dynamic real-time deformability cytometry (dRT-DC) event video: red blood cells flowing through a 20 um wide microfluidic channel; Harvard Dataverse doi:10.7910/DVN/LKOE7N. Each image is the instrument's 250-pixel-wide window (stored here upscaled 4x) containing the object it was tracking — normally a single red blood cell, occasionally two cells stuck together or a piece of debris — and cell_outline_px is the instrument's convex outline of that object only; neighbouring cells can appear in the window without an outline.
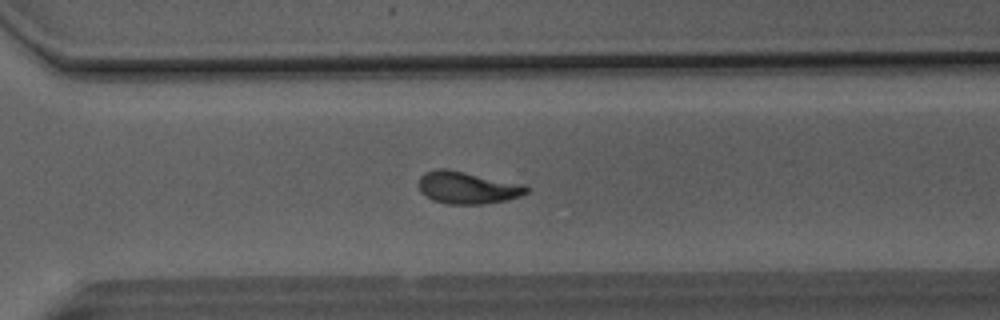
{"species": "Egyptian fruit bat (a non-hibernating species)", "species_latin": "Rousettus aegyptiacus", "temperature_condition": "room temperature", "stored_images_in_passage": 42, "camera_frame_rate_fps": 3000, "um_per_image_px": 0.085, "animal": {"sex": "male"}, "frame": {"image": 1, "passage_image": 28, "time_ms": 9.0, "image_size_px": [1000, 320], "cell_outline_px": [[528, 192], [520, 196], [508, 200], [484, 204], [448, 204], [432, 200], [420, 192], [416, 184], [420, 176], [424, 172], [436, 168], [448, 168], [524, 184], [528, 188]], "centroid_in_image_um": [39.68, 15.94], "position_along_channel_um": 330.9, "area_um2": 20.69}}
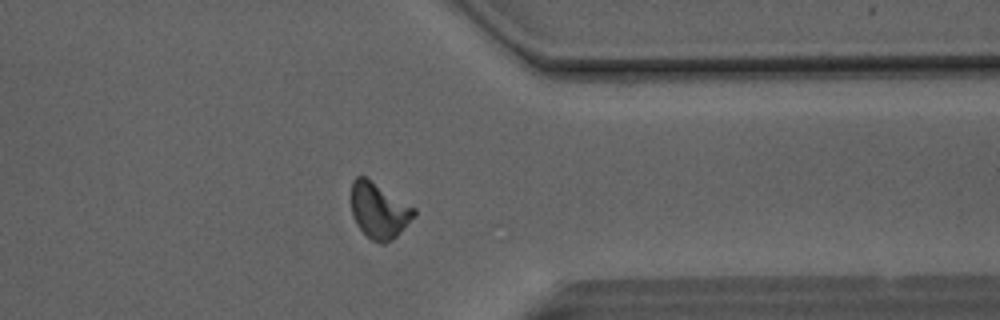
{"frame": {"image": 2, "passage_image": 32, "time_ms": 10.333, "image_size_px": [1000, 320], "cell_outline_px": [[416, 216], [392, 240], [384, 244], [380, 244], [372, 240], [356, 224], [352, 216], [352, 180], [356, 176], [364, 176], [416, 208]], "centroid_in_image_um": [32.23, 17.91], "position_along_channel_um": 379.2, "area_um2": 20.29}}
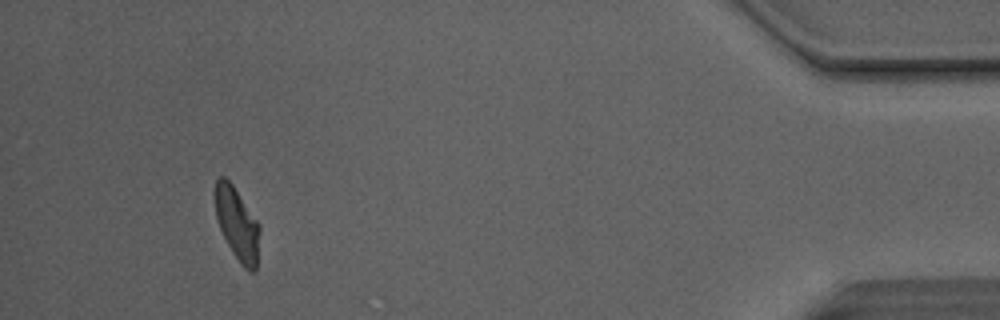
{"frame": {"image": 3, "passage_image": 39, "time_ms": 12.667, "image_size_px": [1000, 320], "cell_outline_px": [[260, 228], [256, 268], [252, 272], [248, 272], [240, 264], [232, 252], [220, 228], [216, 216], [212, 192], [216, 180], [220, 176], [224, 176], [232, 184], [260, 224]], "centroid_in_image_um": [20.13, 18.99], "position_along_channel_um": 415.1, "area_um2": 19.07}, "authors_computed_cell_mechanics": {"area_um2": 20.0566, "velocity_mm_per_s": 4.1056, "shape_relaxation_time_tau1_ms": null, "shape_relaxation_time_tau2_ms": 2.0878, "deformation_change_tau1": null, "deformation_change_tau2": 0.0794}}